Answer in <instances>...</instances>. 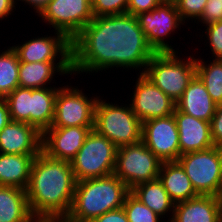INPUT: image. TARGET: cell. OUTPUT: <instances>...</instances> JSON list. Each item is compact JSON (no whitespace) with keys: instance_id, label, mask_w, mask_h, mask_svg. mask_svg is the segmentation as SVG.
Instances as JSON below:
<instances>
[{"instance_id":"ac0fdd59","label":"cell","mask_w":222,"mask_h":222,"mask_svg":"<svg viewBox=\"0 0 222 222\" xmlns=\"http://www.w3.org/2000/svg\"><path fill=\"white\" fill-rule=\"evenodd\" d=\"M222 205L217 196L198 195L175 204L167 222H219Z\"/></svg>"},{"instance_id":"4dcf8cb0","label":"cell","mask_w":222,"mask_h":222,"mask_svg":"<svg viewBox=\"0 0 222 222\" xmlns=\"http://www.w3.org/2000/svg\"><path fill=\"white\" fill-rule=\"evenodd\" d=\"M207 0H177L175 6L180 18L185 23L190 19H199L203 13ZM189 18V19H188Z\"/></svg>"},{"instance_id":"52a82bcc","label":"cell","mask_w":222,"mask_h":222,"mask_svg":"<svg viewBox=\"0 0 222 222\" xmlns=\"http://www.w3.org/2000/svg\"><path fill=\"white\" fill-rule=\"evenodd\" d=\"M177 162L198 195L219 197L222 190V147L186 153Z\"/></svg>"},{"instance_id":"30bf717a","label":"cell","mask_w":222,"mask_h":222,"mask_svg":"<svg viewBox=\"0 0 222 222\" xmlns=\"http://www.w3.org/2000/svg\"><path fill=\"white\" fill-rule=\"evenodd\" d=\"M38 16L70 41L94 19L88 0H50Z\"/></svg>"},{"instance_id":"9c48e42d","label":"cell","mask_w":222,"mask_h":222,"mask_svg":"<svg viewBox=\"0 0 222 222\" xmlns=\"http://www.w3.org/2000/svg\"><path fill=\"white\" fill-rule=\"evenodd\" d=\"M84 94L78 87H59L51 127H94V111L99 97L88 98Z\"/></svg>"},{"instance_id":"836d02e7","label":"cell","mask_w":222,"mask_h":222,"mask_svg":"<svg viewBox=\"0 0 222 222\" xmlns=\"http://www.w3.org/2000/svg\"><path fill=\"white\" fill-rule=\"evenodd\" d=\"M210 129L214 146L222 147V104L216 106L215 114L210 121Z\"/></svg>"},{"instance_id":"b9f144b4","label":"cell","mask_w":222,"mask_h":222,"mask_svg":"<svg viewBox=\"0 0 222 222\" xmlns=\"http://www.w3.org/2000/svg\"><path fill=\"white\" fill-rule=\"evenodd\" d=\"M97 0H88V2L93 6Z\"/></svg>"},{"instance_id":"f546056e","label":"cell","mask_w":222,"mask_h":222,"mask_svg":"<svg viewBox=\"0 0 222 222\" xmlns=\"http://www.w3.org/2000/svg\"><path fill=\"white\" fill-rule=\"evenodd\" d=\"M129 0H97L92 6L94 17L125 14Z\"/></svg>"},{"instance_id":"f1b7e54d","label":"cell","mask_w":222,"mask_h":222,"mask_svg":"<svg viewBox=\"0 0 222 222\" xmlns=\"http://www.w3.org/2000/svg\"><path fill=\"white\" fill-rule=\"evenodd\" d=\"M123 209L126 212L129 222H160L159 217L154 211L145 206L131 192L124 200Z\"/></svg>"},{"instance_id":"83f0119b","label":"cell","mask_w":222,"mask_h":222,"mask_svg":"<svg viewBox=\"0 0 222 222\" xmlns=\"http://www.w3.org/2000/svg\"><path fill=\"white\" fill-rule=\"evenodd\" d=\"M4 100L12 121L31 125V88L17 87Z\"/></svg>"},{"instance_id":"e575fe53","label":"cell","mask_w":222,"mask_h":222,"mask_svg":"<svg viewBox=\"0 0 222 222\" xmlns=\"http://www.w3.org/2000/svg\"><path fill=\"white\" fill-rule=\"evenodd\" d=\"M161 3V0H129L127 12L137 16L139 13L151 11Z\"/></svg>"},{"instance_id":"603a6c76","label":"cell","mask_w":222,"mask_h":222,"mask_svg":"<svg viewBox=\"0 0 222 222\" xmlns=\"http://www.w3.org/2000/svg\"><path fill=\"white\" fill-rule=\"evenodd\" d=\"M36 156L0 153V186H13L26 190Z\"/></svg>"},{"instance_id":"d6986e66","label":"cell","mask_w":222,"mask_h":222,"mask_svg":"<svg viewBox=\"0 0 222 222\" xmlns=\"http://www.w3.org/2000/svg\"><path fill=\"white\" fill-rule=\"evenodd\" d=\"M217 104L210 97L205 85L195 75L182 97L176 102V108L190 116L210 122Z\"/></svg>"},{"instance_id":"7bdbcfd3","label":"cell","mask_w":222,"mask_h":222,"mask_svg":"<svg viewBox=\"0 0 222 222\" xmlns=\"http://www.w3.org/2000/svg\"><path fill=\"white\" fill-rule=\"evenodd\" d=\"M219 199H220V203H221V205H222V190H221V193H220V195H219Z\"/></svg>"},{"instance_id":"5b68a950","label":"cell","mask_w":222,"mask_h":222,"mask_svg":"<svg viewBox=\"0 0 222 222\" xmlns=\"http://www.w3.org/2000/svg\"><path fill=\"white\" fill-rule=\"evenodd\" d=\"M106 103L98 98L94 111L93 129L108 138L118 148L142 141V122L131 106Z\"/></svg>"},{"instance_id":"ba28073f","label":"cell","mask_w":222,"mask_h":222,"mask_svg":"<svg viewBox=\"0 0 222 222\" xmlns=\"http://www.w3.org/2000/svg\"><path fill=\"white\" fill-rule=\"evenodd\" d=\"M161 163L141 141L117 149L113 174L131 190L137 184L158 179Z\"/></svg>"},{"instance_id":"74e56055","label":"cell","mask_w":222,"mask_h":222,"mask_svg":"<svg viewBox=\"0 0 222 222\" xmlns=\"http://www.w3.org/2000/svg\"><path fill=\"white\" fill-rule=\"evenodd\" d=\"M11 121L8 105L4 98H0V131Z\"/></svg>"},{"instance_id":"d4e9b609","label":"cell","mask_w":222,"mask_h":222,"mask_svg":"<svg viewBox=\"0 0 222 222\" xmlns=\"http://www.w3.org/2000/svg\"><path fill=\"white\" fill-rule=\"evenodd\" d=\"M59 88H31V125L41 133L50 128L54 119L55 98Z\"/></svg>"},{"instance_id":"ab89813d","label":"cell","mask_w":222,"mask_h":222,"mask_svg":"<svg viewBox=\"0 0 222 222\" xmlns=\"http://www.w3.org/2000/svg\"><path fill=\"white\" fill-rule=\"evenodd\" d=\"M36 222H73L70 221L67 217H47L37 219Z\"/></svg>"},{"instance_id":"6da1fadb","label":"cell","mask_w":222,"mask_h":222,"mask_svg":"<svg viewBox=\"0 0 222 222\" xmlns=\"http://www.w3.org/2000/svg\"><path fill=\"white\" fill-rule=\"evenodd\" d=\"M155 54L139 26L128 13L99 16L71 40L72 73L106 71L123 67L140 69L143 74Z\"/></svg>"},{"instance_id":"9a60e30c","label":"cell","mask_w":222,"mask_h":222,"mask_svg":"<svg viewBox=\"0 0 222 222\" xmlns=\"http://www.w3.org/2000/svg\"><path fill=\"white\" fill-rule=\"evenodd\" d=\"M93 127H50L42 133V152L53 159L71 161Z\"/></svg>"},{"instance_id":"8fae6325","label":"cell","mask_w":222,"mask_h":222,"mask_svg":"<svg viewBox=\"0 0 222 222\" xmlns=\"http://www.w3.org/2000/svg\"><path fill=\"white\" fill-rule=\"evenodd\" d=\"M136 17L146 41L155 53L177 52L164 39L184 25L175 3L161 2L151 11L139 13Z\"/></svg>"},{"instance_id":"7a4b0ae2","label":"cell","mask_w":222,"mask_h":222,"mask_svg":"<svg viewBox=\"0 0 222 222\" xmlns=\"http://www.w3.org/2000/svg\"><path fill=\"white\" fill-rule=\"evenodd\" d=\"M76 179L71 163L42 151L34 158L26 188L29 208L36 219L66 217L73 203Z\"/></svg>"},{"instance_id":"d590c367","label":"cell","mask_w":222,"mask_h":222,"mask_svg":"<svg viewBox=\"0 0 222 222\" xmlns=\"http://www.w3.org/2000/svg\"><path fill=\"white\" fill-rule=\"evenodd\" d=\"M91 222H129L125 210L118 208L96 217Z\"/></svg>"},{"instance_id":"ffe728a7","label":"cell","mask_w":222,"mask_h":222,"mask_svg":"<svg viewBox=\"0 0 222 222\" xmlns=\"http://www.w3.org/2000/svg\"><path fill=\"white\" fill-rule=\"evenodd\" d=\"M55 73L72 75L71 62H20L19 87L46 88Z\"/></svg>"},{"instance_id":"4fadbf2b","label":"cell","mask_w":222,"mask_h":222,"mask_svg":"<svg viewBox=\"0 0 222 222\" xmlns=\"http://www.w3.org/2000/svg\"><path fill=\"white\" fill-rule=\"evenodd\" d=\"M131 109L140 121L163 118L174 113L176 102L154 85L144 74L137 75Z\"/></svg>"},{"instance_id":"4316f807","label":"cell","mask_w":222,"mask_h":222,"mask_svg":"<svg viewBox=\"0 0 222 222\" xmlns=\"http://www.w3.org/2000/svg\"><path fill=\"white\" fill-rule=\"evenodd\" d=\"M19 64L18 55L12 47L0 52V98H5L19 87Z\"/></svg>"},{"instance_id":"7c38bea8","label":"cell","mask_w":222,"mask_h":222,"mask_svg":"<svg viewBox=\"0 0 222 222\" xmlns=\"http://www.w3.org/2000/svg\"><path fill=\"white\" fill-rule=\"evenodd\" d=\"M142 142L162 162L177 161L181 152L174 115L143 122Z\"/></svg>"},{"instance_id":"484cf974","label":"cell","mask_w":222,"mask_h":222,"mask_svg":"<svg viewBox=\"0 0 222 222\" xmlns=\"http://www.w3.org/2000/svg\"><path fill=\"white\" fill-rule=\"evenodd\" d=\"M195 61L196 75L205 85L212 100L217 105L222 104V61L213 59L210 64H206L203 59L195 58Z\"/></svg>"},{"instance_id":"f35d334b","label":"cell","mask_w":222,"mask_h":222,"mask_svg":"<svg viewBox=\"0 0 222 222\" xmlns=\"http://www.w3.org/2000/svg\"><path fill=\"white\" fill-rule=\"evenodd\" d=\"M18 1H24L29 6H32L33 9L36 10L37 15H39L42 10L46 7V5L49 3L50 0H18ZM17 2V0H16Z\"/></svg>"},{"instance_id":"277c9868","label":"cell","mask_w":222,"mask_h":222,"mask_svg":"<svg viewBox=\"0 0 222 222\" xmlns=\"http://www.w3.org/2000/svg\"><path fill=\"white\" fill-rule=\"evenodd\" d=\"M178 52L155 53L143 74L174 102H177L196 75L194 56L179 58Z\"/></svg>"},{"instance_id":"8992f818","label":"cell","mask_w":222,"mask_h":222,"mask_svg":"<svg viewBox=\"0 0 222 222\" xmlns=\"http://www.w3.org/2000/svg\"><path fill=\"white\" fill-rule=\"evenodd\" d=\"M118 147L92 129L70 161L77 182L112 175Z\"/></svg>"},{"instance_id":"60d3db41","label":"cell","mask_w":222,"mask_h":222,"mask_svg":"<svg viewBox=\"0 0 222 222\" xmlns=\"http://www.w3.org/2000/svg\"><path fill=\"white\" fill-rule=\"evenodd\" d=\"M177 0H161V2L175 3Z\"/></svg>"},{"instance_id":"5bb4252c","label":"cell","mask_w":222,"mask_h":222,"mask_svg":"<svg viewBox=\"0 0 222 222\" xmlns=\"http://www.w3.org/2000/svg\"><path fill=\"white\" fill-rule=\"evenodd\" d=\"M12 49L17 53L20 62H71V41L58 31L54 37L38 36L22 45L12 46Z\"/></svg>"},{"instance_id":"8d00e7d4","label":"cell","mask_w":222,"mask_h":222,"mask_svg":"<svg viewBox=\"0 0 222 222\" xmlns=\"http://www.w3.org/2000/svg\"><path fill=\"white\" fill-rule=\"evenodd\" d=\"M16 0H0V20L12 14L13 9H16Z\"/></svg>"},{"instance_id":"44dd1931","label":"cell","mask_w":222,"mask_h":222,"mask_svg":"<svg viewBox=\"0 0 222 222\" xmlns=\"http://www.w3.org/2000/svg\"><path fill=\"white\" fill-rule=\"evenodd\" d=\"M158 179L175 204L198 196L190 179L177 161L162 162Z\"/></svg>"},{"instance_id":"ee69618b","label":"cell","mask_w":222,"mask_h":222,"mask_svg":"<svg viewBox=\"0 0 222 222\" xmlns=\"http://www.w3.org/2000/svg\"><path fill=\"white\" fill-rule=\"evenodd\" d=\"M219 222H222V209H221V212H220Z\"/></svg>"},{"instance_id":"2e32d148","label":"cell","mask_w":222,"mask_h":222,"mask_svg":"<svg viewBox=\"0 0 222 222\" xmlns=\"http://www.w3.org/2000/svg\"><path fill=\"white\" fill-rule=\"evenodd\" d=\"M42 151V133L24 122L10 121L0 131V153L38 155Z\"/></svg>"},{"instance_id":"3957f363","label":"cell","mask_w":222,"mask_h":222,"mask_svg":"<svg viewBox=\"0 0 222 222\" xmlns=\"http://www.w3.org/2000/svg\"><path fill=\"white\" fill-rule=\"evenodd\" d=\"M130 189L114 174L76 182L73 203L66 216L73 222H91L122 208Z\"/></svg>"},{"instance_id":"cb8c5ba5","label":"cell","mask_w":222,"mask_h":222,"mask_svg":"<svg viewBox=\"0 0 222 222\" xmlns=\"http://www.w3.org/2000/svg\"><path fill=\"white\" fill-rule=\"evenodd\" d=\"M130 192L159 217L165 218L164 215H167L166 213L170 211L173 217L175 203L171 200L159 179L137 184Z\"/></svg>"},{"instance_id":"7402d4cb","label":"cell","mask_w":222,"mask_h":222,"mask_svg":"<svg viewBox=\"0 0 222 222\" xmlns=\"http://www.w3.org/2000/svg\"><path fill=\"white\" fill-rule=\"evenodd\" d=\"M28 204L26 190L0 186V222H36Z\"/></svg>"},{"instance_id":"1f68e13d","label":"cell","mask_w":222,"mask_h":222,"mask_svg":"<svg viewBox=\"0 0 222 222\" xmlns=\"http://www.w3.org/2000/svg\"><path fill=\"white\" fill-rule=\"evenodd\" d=\"M206 40L209 41V47L213 59H222V20L206 25Z\"/></svg>"},{"instance_id":"e0dca14e","label":"cell","mask_w":222,"mask_h":222,"mask_svg":"<svg viewBox=\"0 0 222 222\" xmlns=\"http://www.w3.org/2000/svg\"><path fill=\"white\" fill-rule=\"evenodd\" d=\"M173 115L177 122L181 155L214 147L210 122L187 115L177 108Z\"/></svg>"},{"instance_id":"d6a6232c","label":"cell","mask_w":222,"mask_h":222,"mask_svg":"<svg viewBox=\"0 0 222 222\" xmlns=\"http://www.w3.org/2000/svg\"><path fill=\"white\" fill-rule=\"evenodd\" d=\"M222 20V1L207 0L203 13L197 23L201 21L204 26Z\"/></svg>"}]
</instances>
